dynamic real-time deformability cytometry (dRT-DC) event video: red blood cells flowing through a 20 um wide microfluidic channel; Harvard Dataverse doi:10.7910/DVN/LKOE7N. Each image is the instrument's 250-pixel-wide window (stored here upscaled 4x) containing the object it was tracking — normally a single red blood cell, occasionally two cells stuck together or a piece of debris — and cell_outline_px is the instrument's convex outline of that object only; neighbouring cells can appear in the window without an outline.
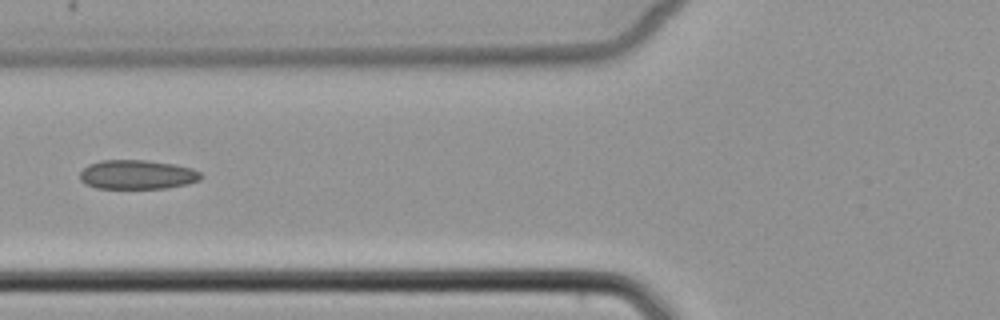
{"species": "common noctule bat (a hibernating species)", "species_latin": "Nyctalus noctula", "temperature_condition": "cold", "stored_images_in_passage": 6, "camera_frame_rate_fps": 3000, "um_per_image_px": 0.085, "animal": {"sex": "female", "body_mass_g": 22.7, "forearm_length_mm": 54.2}, "frame": {"image": 1, "passage_image": 5, "time_ms": 4.667, "image_size_px": [1000, 320], "cell_outline_px": [[204, 176], [200, 180], [188, 184], [168, 188], [96, 188], [84, 184], [80, 180], [80, 172], [88, 164], [100, 160], [144, 160], [176, 164], [192, 168], [200, 172]], "centroid_in_image_um": [11.68, 14.84], "position_along_channel_um": 114.1, "area_um2": 20.87}}
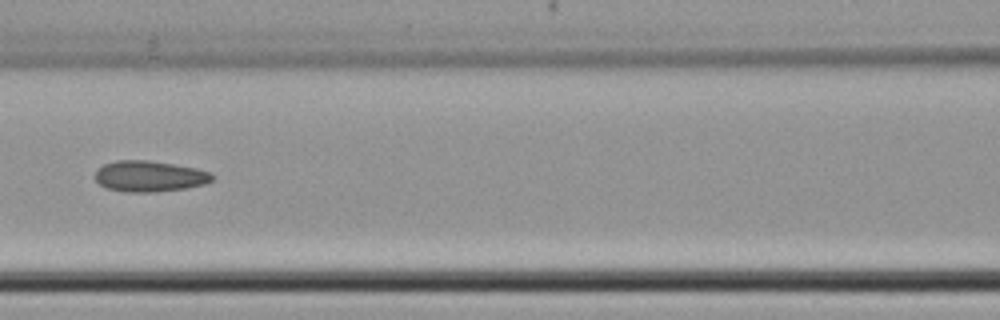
{"frame": {"image": 2, "passage_image": 6, "time_ms": 5.667, "image_size_px": [1000, 320], "cell_outline_px": [[216, 176], [212, 180], [204, 184], [184, 188], [156, 192], [124, 192], [104, 188], [96, 180], [96, 168], [104, 164], [116, 160], [148, 160], [196, 168], [212, 172]], "centroid_in_image_um": [12.7, 14.98], "position_along_channel_um": 153.9, "area_um2": 21.27}}